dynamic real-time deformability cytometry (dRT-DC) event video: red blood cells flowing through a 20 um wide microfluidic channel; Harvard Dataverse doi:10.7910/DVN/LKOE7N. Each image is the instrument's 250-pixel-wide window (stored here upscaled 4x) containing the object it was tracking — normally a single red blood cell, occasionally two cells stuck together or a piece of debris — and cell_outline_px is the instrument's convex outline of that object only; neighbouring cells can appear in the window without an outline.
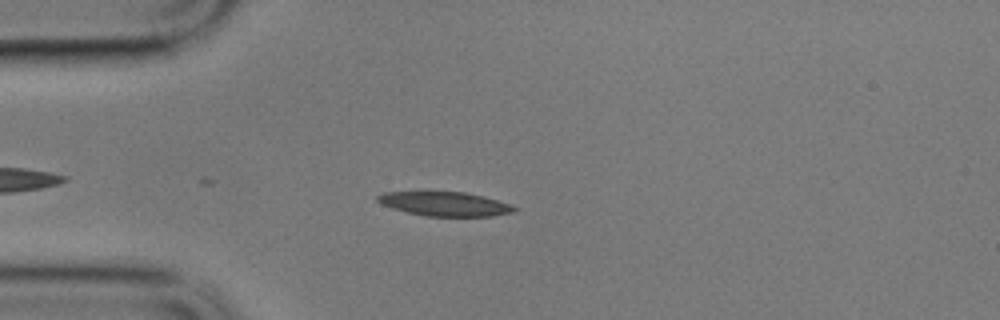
{"species": "common noctule bat (a hibernating species)", "species_latin": "Nyctalus noctula", "temperature_condition": "cold", "stored_images_in_passage": 29, "camera_frame_rate_fps": 3000, "um_per_image_px": 0.085, "animal": {"sex": "male", "body_mass_g": 17.9}, "frame": {"image": 1, "passage_image": 5, "time_ms": 1.333, "image_size_px": [1000, 320], "cell_outline_px": [[520, 208], [512, 212], [492, 216], [428, 216], [408, 212], [392, 208], [380, 204], [376, 200], [376, 196], [384, 192], [464, 192], [484, 196], [512, 204]], "centroid_in_image_um": [37.84, 17.33], "position_along_channel_um": 47.2, "area_um2": 19.25}}
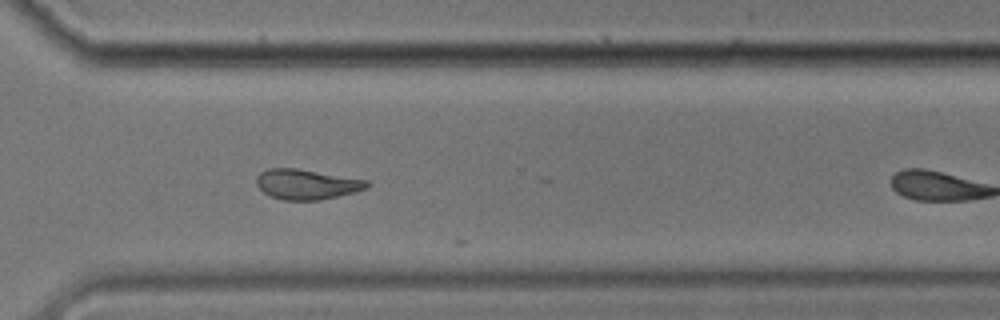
{"frame": {"image": 2, "passage_image": 28, "time_ms": 9.0, "image_size_px": [1000, 320], "cell_outline_px": [[368, 188], [356, 192], [320, 200], [284, 200], [268, 196], [256, 184], [256, 176], [260, 172], [268, 168], [296, 168], [368, 180]], "centroid_in_image_um": [26.05, 15.66], "position_along_channel_um": 344.6, "area_um2": 19.48}}